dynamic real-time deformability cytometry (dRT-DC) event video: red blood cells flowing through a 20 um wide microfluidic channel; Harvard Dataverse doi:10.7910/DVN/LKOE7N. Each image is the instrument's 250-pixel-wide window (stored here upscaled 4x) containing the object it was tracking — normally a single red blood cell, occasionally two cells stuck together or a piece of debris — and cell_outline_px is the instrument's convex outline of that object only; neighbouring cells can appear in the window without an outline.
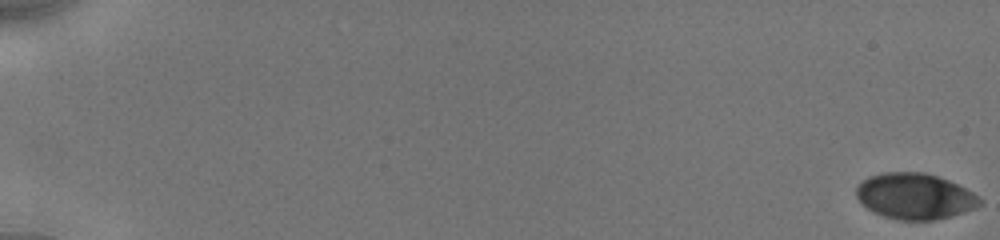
{"species": "human", "species_latin": "Homo sapiens", "temperature_condition": "cold", "stored_images_in_passage": 42, "camera_frame_rate_fps": 3000, "um_per_image_px": 0.085, "donor": {"sex": "male"}, "frame": {"image": 1, "passage_image": 1, "time_ms": 0.0, "image_size_px": [1000, 240], "cell_outline_px": [[984, 200], [976, 208], [952, 216], [932, 220], [896, 220], [884, 216], [860, 204], [856, 196], [856, 188], [868, 176], [884, 172], [924, 172], [948, 180], [972, 192]], "centroid_in_image_um": [77.76, 16.68], "position_along_channel_um": 7.2, "area_um2": 33.0}}
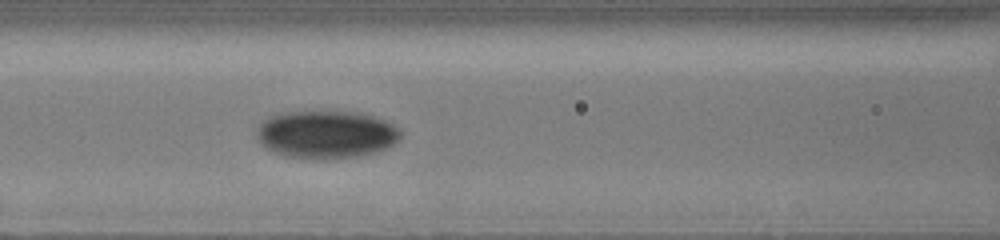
{"frame": {"image": 2, "passage_image": 18, "time_ms": 8.667, "image_size_px": [1000, 240], "cell_outline_px": [[400, 140], [384, 148], [360, 156], [332, 160], [312, 160], [284, 156], [264, 148], [256, 136], [256, 132], [260, 124], [268, 116], [280, 112], [360, 112], [384, 120], [400, 128]], "centroid_in_image_um": [27.68, 11.45], "position_along_channel_um": 138.9, "area_um2": 40.52}}
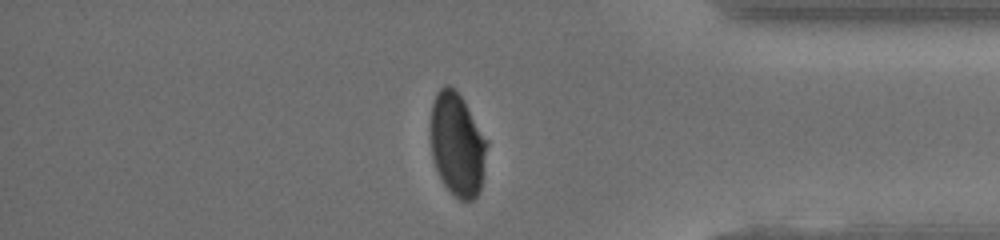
{"frame": {"image": 3, "passage_image": 36, "time_ms": 15.667, "image_size_px": [1000, 240], "cell_outline_px": [[488, 144], [480, 188], [476, 196], [472, 200], [460, 200], [452, 196], [444, 184], [436, 168], [432, 156], [428, 132], [432, 104], [436, 92], [444, 84], [448, 84], [464, 100], [488, 140]], "centroid_in_image_um": [38.83, 12.26], "position_along_channel_um": 396.4, "area_um2": 34.45}, "authors_computed_cell_mechanics": {"area_um2": 35.5181, "velocity_mm_per_s": 3.9131, "shape_relaxation_time_tau1_ms": 2.4495, "shape_relaxation_time_tau2_ms": 1.6094, "deformation_change_tau1": 0.1015, "deformation_change_tau2": 0.0303}}